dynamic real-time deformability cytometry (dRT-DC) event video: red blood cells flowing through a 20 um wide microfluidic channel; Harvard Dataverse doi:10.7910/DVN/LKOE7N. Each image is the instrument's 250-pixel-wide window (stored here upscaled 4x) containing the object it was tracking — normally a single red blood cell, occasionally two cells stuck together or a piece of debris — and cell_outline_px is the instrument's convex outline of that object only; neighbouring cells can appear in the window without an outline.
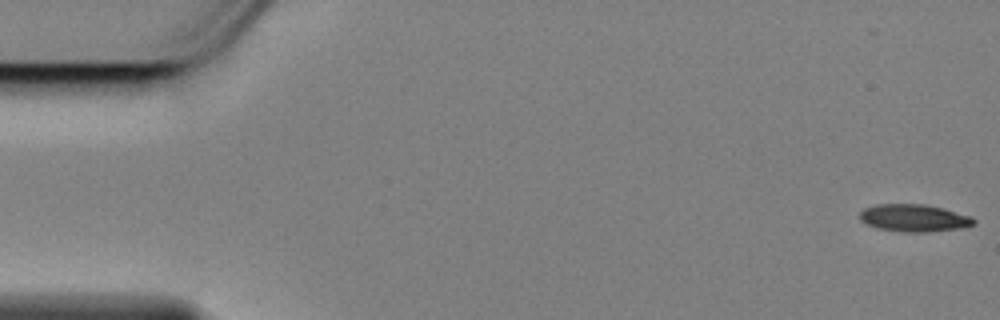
{"species": "Egyptian fruit bat (a non-hibernating species)", "species_latin": "Rousettus aegyptiacus", "temperature_condition": "cold", "stored_images_in_passage": 57, "camera_frame_rate_fps": 3000, "um_per_image_px": 0.085, "animal": {"sex": "female"}, "frame": {"image": 1, "passage_image": 1, "time_ms": 0.0, "image_size_px": [1000, 320], "cell_outline_px": [[976, 224], [964, 228], [924, 232], [904, 232], [880, 228], [868, 224], [860, 220], [860, 212], [864, 208], [876, 204], [924, 204], [944, 208], [972, 216], [976, 220]], "centroid_in_image_um": [77.75, 18.52], "position_along_channel_um": 7.2, "area_um2": 18.26}}
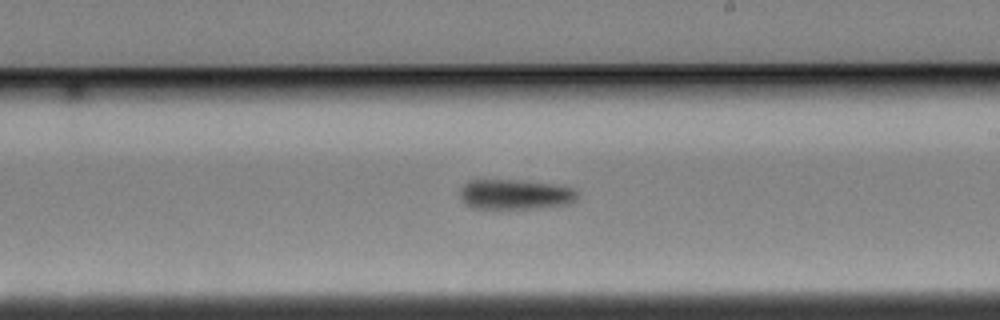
{"frame": {"image": 2, "passage_image": 33, "time_ms": 10.667, "image_size_px": [1000, 320], "cell_outline_px": [[580, 196], [572, 204], [536, 208], [472, 208], [464, 204], [460, 200], [460, 188], [464, 184], [472, 180], [512, 180], [552, 184], [576, 188], [580, 192]], "centroid_in_image_um": [43.84, 16.53], "position_along_channel_um": 245.2, "area_um2": 20.81}}
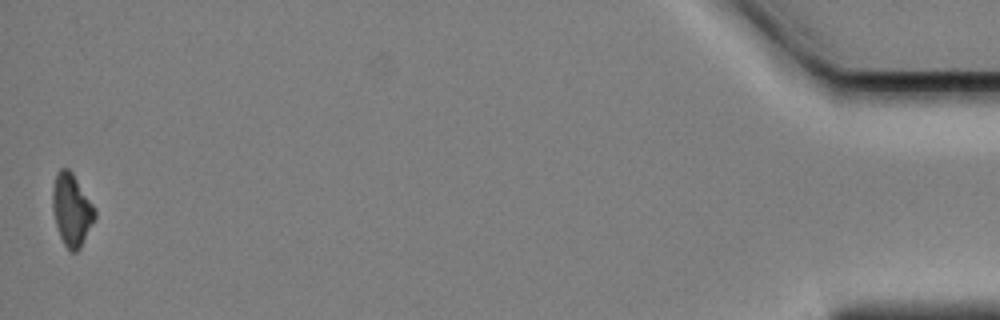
{"frame": {"image": 3, "passage_image": 57, "time_ms": 18.667, "image_size_px": [1000, 320], "cell_outline_px": [[96, 216], [80, 248], [76, 252], [72, 252], [64, 244], [60, 236], [56, 224], [52, 208], [52, 188], [56, 172], [60, 168], [68, 168], [72, 172], [96, 208]], "centroid_in_image_um": [6.09, 17.8], "position_along_channel_um": 429.1, "area_um2": 17.8}, "authors_computed_cell_mechanics": {"area_um2": 19.3052, "velocity_mm_per_s": 3.4645, "shape_relaxation_time_tau1_ms": 6.7242, "shape_relaxation_time_tau2_ms": null, "deformation_change_tau1": 0.1598, "deformation_change_tau2": null}}